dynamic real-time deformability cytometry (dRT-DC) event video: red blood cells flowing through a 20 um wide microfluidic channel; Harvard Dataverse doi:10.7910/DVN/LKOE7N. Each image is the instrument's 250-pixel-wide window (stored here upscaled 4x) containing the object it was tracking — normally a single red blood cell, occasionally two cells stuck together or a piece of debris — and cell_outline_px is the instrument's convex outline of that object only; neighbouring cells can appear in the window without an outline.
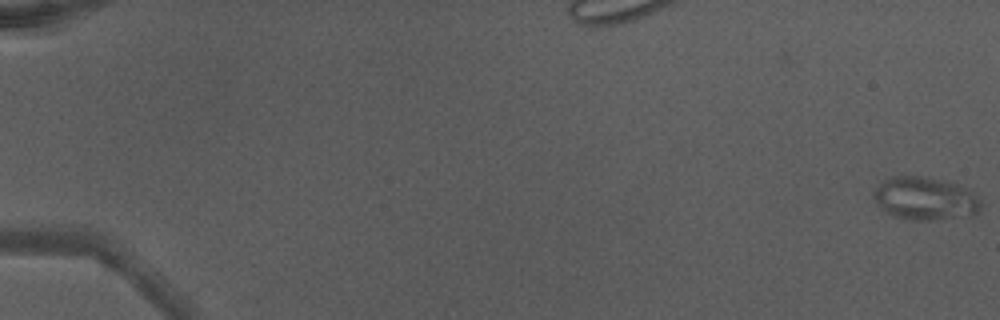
{"species": "Egyptian fruit bat (a non-hibernating species)", "species_latin": "Rousettus aegyptiacus", "temperature_condition": "warm", "stored_images_in_passage": 18, "camera_frame_rate_fps": 3000, "um_per_image_px": 0.085, "animal": {"sex": "male"}, "frame": {"image": 1, "passage_image": 1, "time_ms": 0.0, "image_size_px": [1000, 320], "cell_outline_px": [[984, 204], [980, 212], [972, 216], [932, 220], [912, 220], [892, 216], [872, 196], [872, 192], [884, 180], [892, 176], [920, 176], [940, 180], [956, 184], [976, 192]], "centroid_in_image_um": [78.73, 16.89], "position_along_channel_um": 6.3, "area_um2": 27.05}}
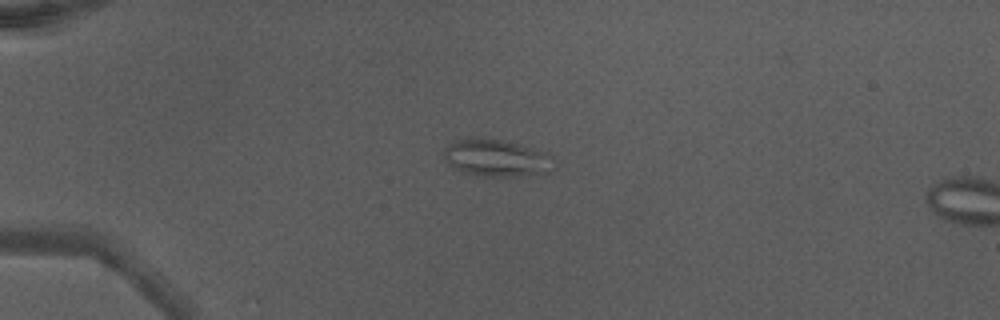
{"frame": {"image": 2, "passage_image": 15, "time_ms": 4.667, "image_size_px": [1000, 320], "cell_outline_px": [[552, 172], [516, 176], [484, 176], [460, 172], [448, 164], [444, 160], [444, 148], [448, 144], [456, 140], [468, 136], [476, 136], [500, 140], [548, 152], [552, 156]], "centroid_in_image_um": [42.14, 13.41], "position_along_channel_um": 42.9, "area_um2": 24.1}}